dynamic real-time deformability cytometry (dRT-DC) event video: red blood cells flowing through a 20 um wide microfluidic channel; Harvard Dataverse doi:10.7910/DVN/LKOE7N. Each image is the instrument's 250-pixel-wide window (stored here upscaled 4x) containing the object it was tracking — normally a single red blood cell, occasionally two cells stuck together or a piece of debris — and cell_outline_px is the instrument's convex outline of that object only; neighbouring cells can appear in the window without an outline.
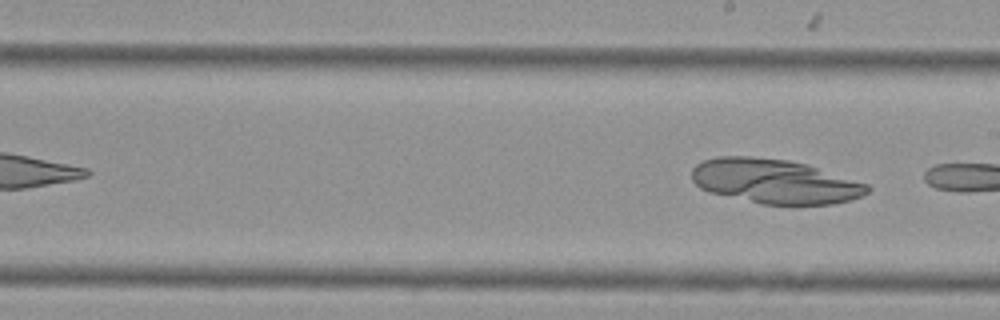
{"species": "Egyptian fruit bat (a non-hibernating species)", "species_latin": "Rousettus aegyptiacus", "temperature_condition": "cold", "stored_images_in_passage": 7, "segment_of_instrument_passage": [2, 2], "camera_frame_rate_fps": 3000, "um_per_image_px": 0.085, "animal": {"sex": "female"}, "frame": {"image": 1, "passage_image": 7, "time_ms": 2.0, "image_size_px": [1000, 320], "cell_outline_px": [[872, 188], [868, 192], [860, 196], [848, 200], [832, 204], [760, 204], [708, 192], [700, 188], [692, 180], [692, 168], [696, 164], [704, 160], [716, 156], [748, 156], [788, 160], [804, 164], [868, 184]], "centroid_in_image_um": [65.8, 15.41], "position_along_channel_um": 223.2, "area_um2": 45.2}}